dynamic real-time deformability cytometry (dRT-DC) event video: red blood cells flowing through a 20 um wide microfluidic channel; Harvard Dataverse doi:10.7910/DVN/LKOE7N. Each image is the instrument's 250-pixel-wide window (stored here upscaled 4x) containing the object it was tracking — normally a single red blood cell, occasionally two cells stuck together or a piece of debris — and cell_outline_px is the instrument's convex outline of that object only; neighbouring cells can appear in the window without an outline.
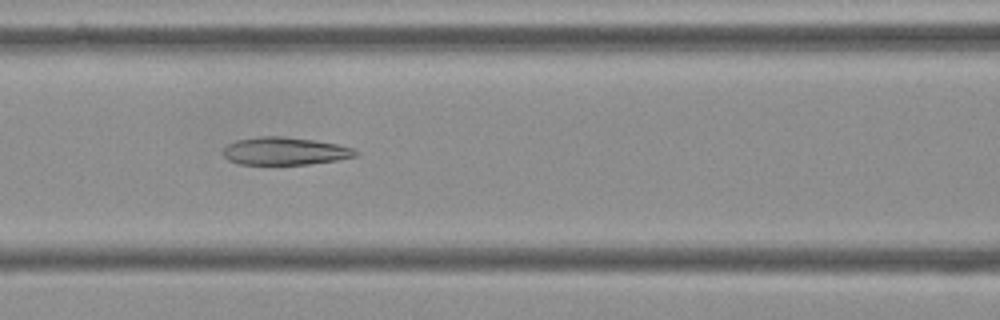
{"species": "Egyptian fruit bat (a non-hibernating species)", "species_latin": "Rousettus aegyptiacus", "temperature_condition": "cold", "stored_images_in_passage": 55, "camera_frame_rate_fps": 3000, "um_per_image_px": 0.085, "frame": {"image": 1, "passage_image": 23, "time_ms": 7.333, "image_size_px": [1000, 320], "cell_outline_px": [[356, 156], [336, 160], [308, 164], [236, 164], [228, 160], [224, 156], [224, 148], [228, 144], [236, 140], [256, 136], [284, 136], [312, 140], [336, 144], [352, 148], [356, 152]], "centroid_in_image_um": [24.15, 12.84], "position_along_channel_um": 142.4, "area_um2": 21.21}}
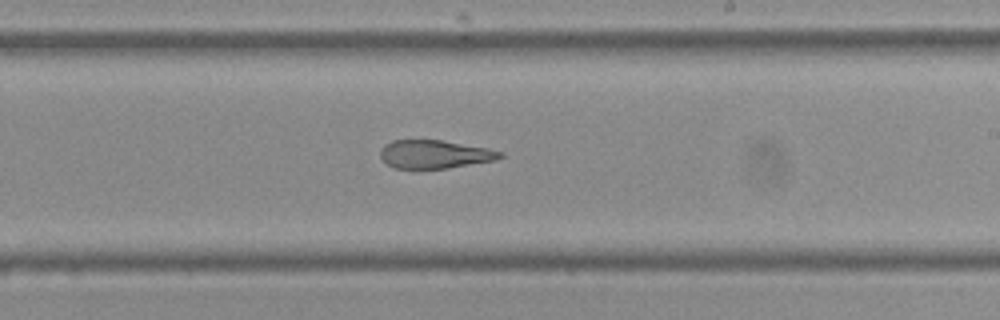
{"frame": {"image": 2, "passage_image": 32, "time_ms": 10.333, "image_size_px": [1000, 320], "cell_outline_px": [[504, 156], [496, 160], [448, 168], [392, 168], [380, 156], [380, 148], [384, 144], [392, 140], [440, 140], [488, 148], [504, 152]], "centroid_in_image_um": [36.95, 13.1], "position_along_channel_um": 252.0, "area_um2": 19.77}}
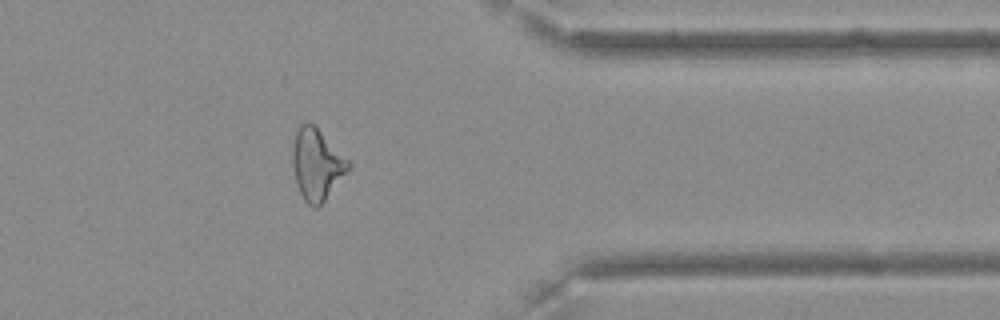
{"frame": {"image": 3, "passage_image": 44, "time_ms": 14.333, "image_size_px": [1000, 320], "cell_outline_px": [[352, 164], [324, 200], [316, 208], [308, 204], [304, 200], [296, 184], [292, 164], [292, 152], [296, 132], [300, 124], [312, 124]], "centroid_in_image_um": [26.89, 14.0], "position_along_channel_um": 384.5, "area_um2": 22.31}, "authors_computed_cell_mechanics": {"area_um2": 23.7558, "velocity_mm_per_s": 3.6658, "shape_relaxation_time_tau1_ms": null, "shape_relaxation_time_tau2_ms": 3.9089, "deformation_change_tau1": null, "deformation_change_tau2": 0.1354}}